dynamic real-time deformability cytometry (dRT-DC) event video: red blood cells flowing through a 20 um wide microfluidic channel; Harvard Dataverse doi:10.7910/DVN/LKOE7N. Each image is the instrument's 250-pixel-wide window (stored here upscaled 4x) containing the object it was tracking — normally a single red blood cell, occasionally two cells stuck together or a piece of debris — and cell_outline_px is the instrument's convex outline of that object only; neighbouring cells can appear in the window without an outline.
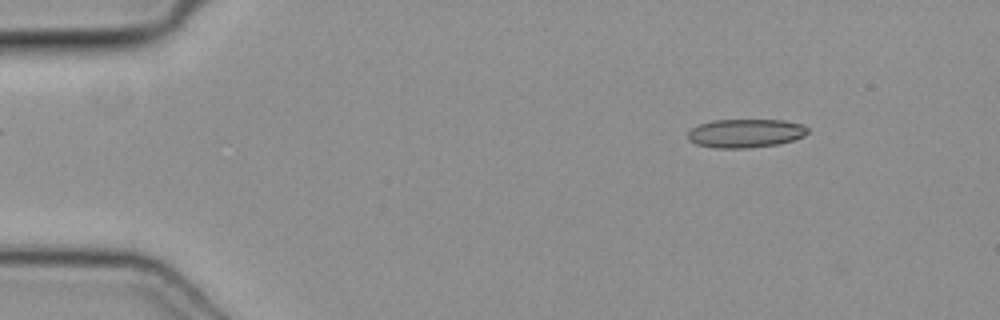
{"species": "common noctule bat (a hibernating species)", "species_latin": "Nyctalus noctula", "temperature_condition": "cold", "stored_images_in_passage": 47, "camera_frame_rate_fps": 3000, "um_per_image_px": 0.085, "animal": {"sex": "female", "body_mass_g": 19.3, "forearm_length_mm": 54.1}, "frame": {"image": 1, "passage_image": 6, "time_ms": 1.667, "image_size_px": [1000, 320], "cell_outline_px": [[808, 132], [804, 136], [792, 140], [776, 144], [748, 148], [716, 148], [696, 144], [688, 140], [688, 132], [692, 128], [700, 124], [712, 120], [784, 120], [804, 124], [808, 128]], "centroid_in_image_um": [63.37, 11.32], "position_along_channel_um": 21.6, "area_um2": 20.0}}
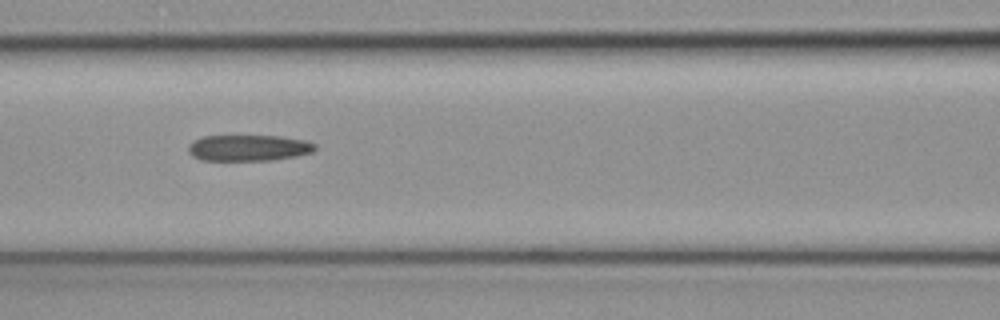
{"frame": {"image": 2, "passage_image": 21, "time_ms": 6.667, "image_size_px": [1000, 320], "cell_outline_px": [[316, 148], [312, 152], [296, 156], [272, 160], [200, 160], [192, 156], [188, 152], [188, 144], [204, 136], [280, 136], [304, 140], [316, 144]], "centroid_in_image_um": [21.12, 12.57], "position_along_channel_um": 145.5, "area_um2": 19.25}}
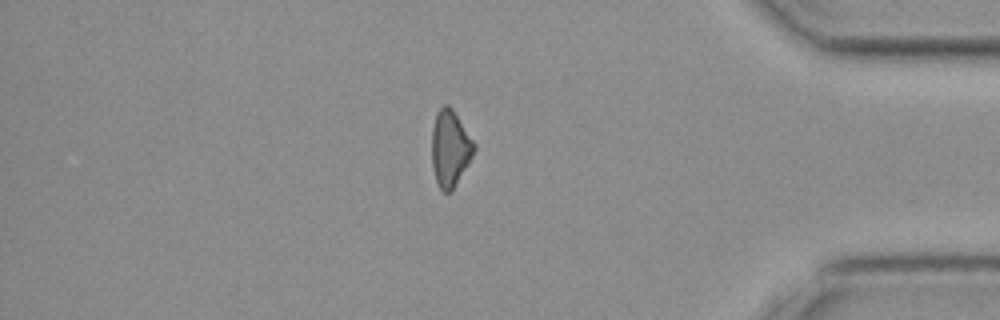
{"frame": {"image": 3, "passage_image": 41, "time_ms": 13.333, "image_size_px": [1000, 320], "cell_outline_px": [[476, 148], [472, 156], [452, 188], [448, 192], [444, 192], [440, 188], [436, 180], [432, 164], [432, 128], [436, 116], [440, 108], [444, 104], [448, 104], [452, 108], [476, 144]], "centroid_in_image_um": [38.25, 12.56], "position_along_channel_um": 396.9, "area_um2": 18.32}}